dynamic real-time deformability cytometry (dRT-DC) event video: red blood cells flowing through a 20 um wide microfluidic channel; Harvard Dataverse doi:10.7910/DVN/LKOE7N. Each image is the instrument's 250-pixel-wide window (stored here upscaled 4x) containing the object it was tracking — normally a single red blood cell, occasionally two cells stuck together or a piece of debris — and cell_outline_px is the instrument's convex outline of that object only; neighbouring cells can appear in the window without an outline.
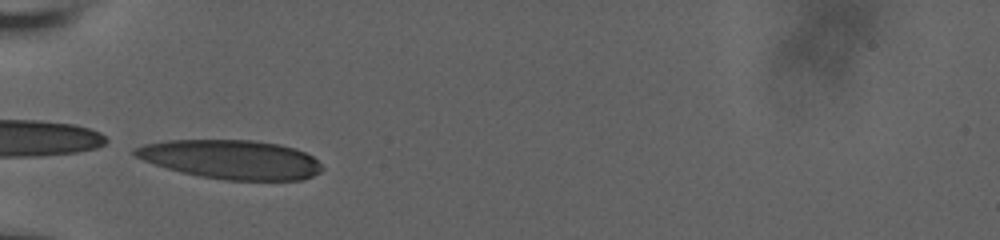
{"species": "human", "species_latin": "Homo sapiens", "temperature_condition": "room temperature", "stored_images_in_passage": 4, "camera_frame_rate_fps": 3000, "um_per_image_px": 0.085, "donor": {"sex": "male"}, "frame": {"image": 1, "passage_image": 1, "time_ms": 0.0, "image_size_px": [1000, 240], "cell_outline_px": [[324, 168], [320, 172], [312, 176], [300, 180], [224, 180], [200, 176], [180, 172], [144, 160], [136, 156], [132, 152], [132, 148], [144, 144], [168, 140], [252, 140], [280, 144], [296, 148], [312, 156]], "centroid_in_image_um": [19.65, 13.55], "position_along_channel_um": 65.3, "area_um2": 42.54}}
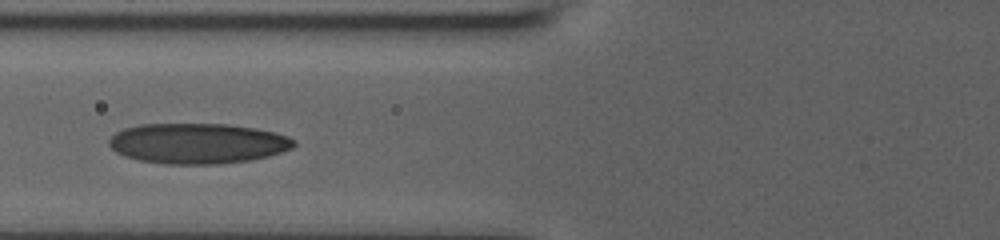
{"frame": {"image": 2, "passage_image": 3, "time_ms": 1.333, "image_size_px": [1000, 240], "cell_outline_px": [[296, 144], [292, 148], [268, 156], [252, 160], [216, 164], [164, 164], [140, 160], [124, 156], [116, 152], [108, 144], [108, 140], [116, 132], [124, 128], [140, 124], [228, 124], [256, 128], [288, 136], [296, 140]], "centroid_in_image_um": [16.8, 12.19], "position_along_channel_um": 109.0, "area_um2": 43.64}}